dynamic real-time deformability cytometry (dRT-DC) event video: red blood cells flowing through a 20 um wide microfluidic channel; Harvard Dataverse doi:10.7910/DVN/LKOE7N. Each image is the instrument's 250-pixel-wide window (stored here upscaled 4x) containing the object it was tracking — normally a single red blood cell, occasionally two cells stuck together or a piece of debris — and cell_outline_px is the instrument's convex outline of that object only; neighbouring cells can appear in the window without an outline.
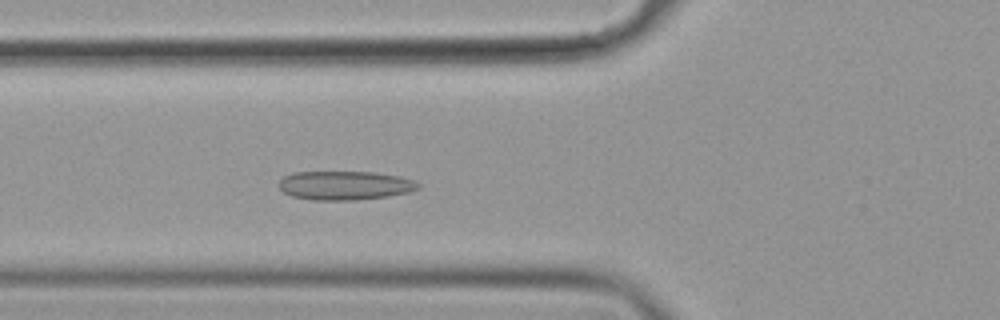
{"species": "common noctule bat (a hibernating species)", "species_latin": "Nyctalus noctula", "temperature_condition": "cold", "stored_images_in_passage": 55, "camera_frame_rate_fps": 3000, "um_per_image_px": 0.085, "animal": {"sex": "female", "body_mass_g": 19.9}, "frame": {"image": 1, "passage_image": 20, "time_ms": 6.333, "image_size_px": [1000, 320], "cell_outline_px": [[420, 188], [408, 192], [388, 196], [356, 200], [312, 200], [292, 196], [284, 192], [280, 188], [280, 180], [284, 176], [292, 172], [372, 172], [400, 176], [416, 180], [420, 184]], "centroid_in_image_um": [29.34, 15.76], "position_along_channel_um": 96.5, "area_um2": 23.52}}
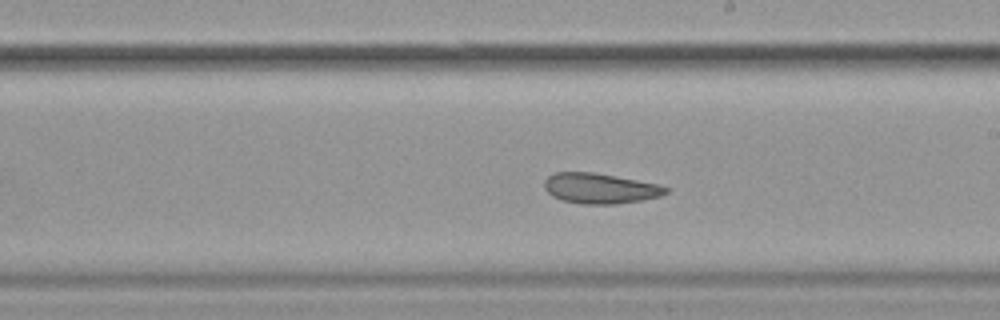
{"frame": {"image": 2, "passage_image": 32, "time_ms": 10.333, "image_size_px": [1000, 320], "cell_outline_px": [[668, 192], [660, 196], [640, 200], [616, 204], [580, 204], [560, 200], [552, 196], [544, 188], [544, 180], [548, 176], [556, 172], [592, 172], [660, 184], [668, 188]], "centroid_in_image_um": [50.98, 16.01], "position_along_channel_um": 238.0, "area_um2": 21.5}}
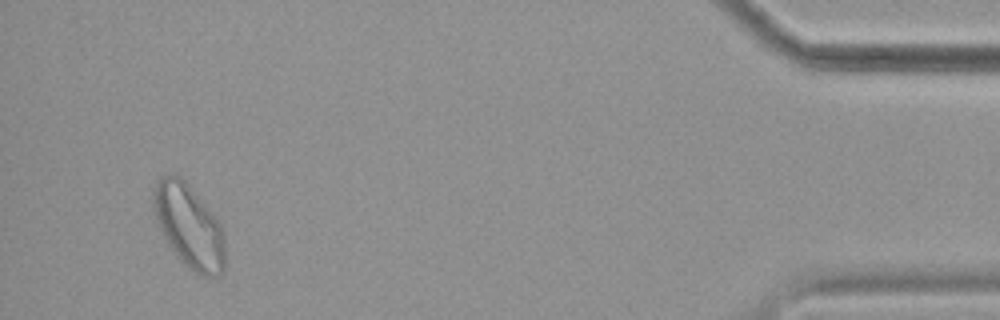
{"frame": {"image": 3, "passage_image": 53, "time_ms": 17.333, "image_size_px": [1000, 320], "cell_outline_px": [[224, 272], [220, 276], [200, 276], [192, 272], [184, 264], [168, 244], [156, 220], [152, 204], [152, 192], [156, 180], [160, 176], [180, 176], [188, 184], [220, 224], [224, 232]], "centroid_in_image_um": [16.05, 19.25], "position_along_channel_um": 419.2, "area_um2": 34.62}, "authors_computed_cell_mechanics": {"area_um2": 24.6806, "velocity_mm_per_s": 3.5411, "shape_relaxation_time_tau1_ms": null, "shape_relaxation_time_tau2_ms": 3.2641, "deformation_change_tau1": null, "deformation_change_tau2": 0.0767}}